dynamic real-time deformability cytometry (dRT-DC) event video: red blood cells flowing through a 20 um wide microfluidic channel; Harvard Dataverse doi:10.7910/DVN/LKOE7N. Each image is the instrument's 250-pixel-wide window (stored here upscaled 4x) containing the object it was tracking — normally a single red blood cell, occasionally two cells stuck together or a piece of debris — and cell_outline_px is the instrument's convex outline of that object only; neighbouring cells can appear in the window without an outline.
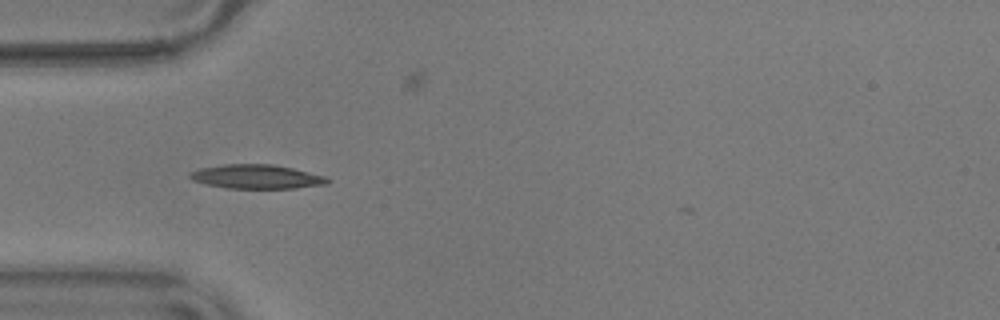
{"species": "common noctule bat (a hibernating species)", "species_latin": "Nyctalus noctula", "temperature_condition": "warm", "stored_images_in_passage": 39, "camera_frame_rate_fps": 3000, "um_per_image_px": 0.085, "animal": {"sex": "male", "body_mass_g": 17.9}, "frame": {"image": 1, "passage_image": 1, "time_ms": 0.0, "image_size_px": [1000, 320], "cell_outline_px": [[332, 180], [328, 184], [292, 188], [228, 188], [208, 184], [192, 180], [188, 176], [188, 172], [200, 168], [224, 164], [272, 164], [292, 168], [324, 176]], "centroid_in_image_um": [21.79, 15.01], "position_along_channel_um": 63.2, "area_um2": 19.19}}
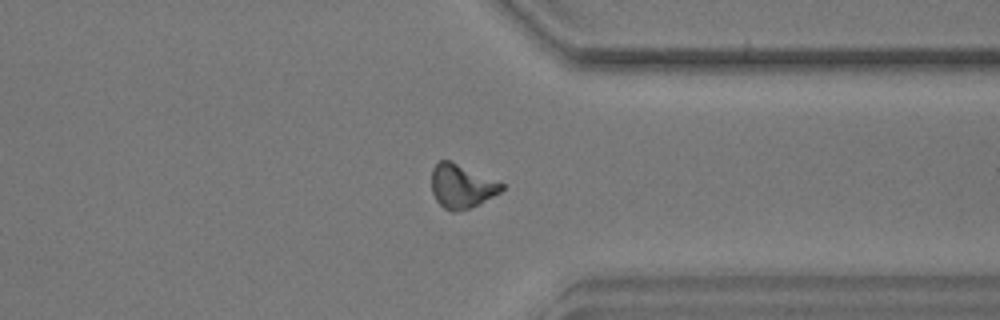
{"frame": {"image": 2, "passage_image": 27, "time_ms": 8.667, "image_size_px": [1000, 320], "cell_outline_px": [[504, 188], [500, 192], [480, 204], [468, 208], [452, 212], [444, 208], [436, 200], [432, 192], [432, 168], [440, 160], [452, 160], [504, 184]], "centroid_in_image_um": [39.23, 15.81], "position_along_channel_um": 372.2, "area_um2": 17.86}}
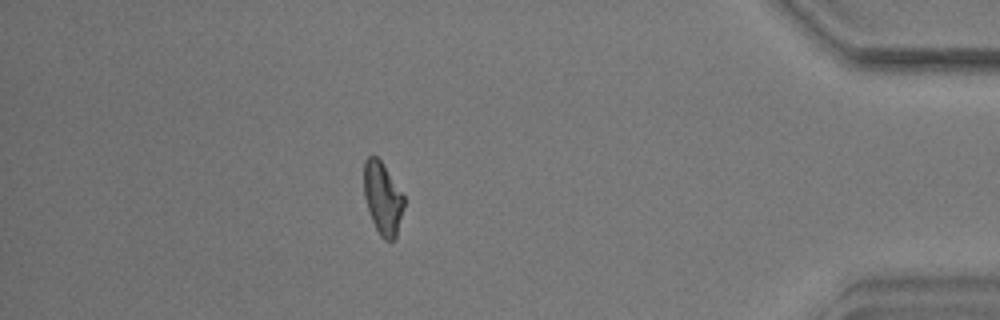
{"frame": {"image": 3, "passage_image": 33, "time_ms": 10.667, "image_size_px": [1000, 320], "cell_outline_px": [[404, 204], [396, 236], [392, 240], [384, 240], [380, 236], [372, 220], [364, 196], [364, 160], [368, 156], [376, 156], [380, 160], [404, 196]], "centroid_in_image_um": [32.51, 16.85], "position_along_channel_um": 402.7, "area_um2": 16.53}, "authors_computed_cell_mechanics": {"area_um2": 17.3978, "velocity_mm_per_s": 3.5952, "shape_relaxation_time_tau1_ms": 8.8433, "shape_relaxation_time_tau2_ms": null, "deformation_change_tau1": 0.2361, "deformation_change_tau2": null}}